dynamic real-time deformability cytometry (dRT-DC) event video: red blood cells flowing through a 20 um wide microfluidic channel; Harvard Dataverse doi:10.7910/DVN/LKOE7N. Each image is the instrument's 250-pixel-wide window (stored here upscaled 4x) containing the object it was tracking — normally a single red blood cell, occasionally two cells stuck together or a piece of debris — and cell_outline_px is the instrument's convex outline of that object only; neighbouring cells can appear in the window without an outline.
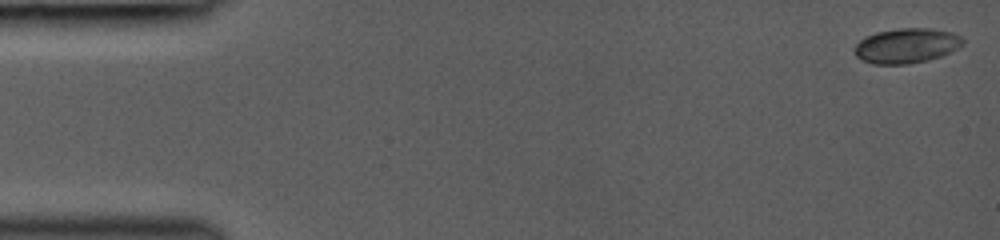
{"species": "common noctule bat (a hibernating species)", "species_latin": "Nyctalus noctula", "temperature_condition": "room temperature", "stored_images_in_passage": 33, "camera_frame_rate_fps": 3000, "um_per_image_px": 0.085, "animal": {"sex": "female", "body_mass_g": 19.0, "forearm_length_mm": 53.3}, "frame": {"image": 1, "passage_image": 1, "time_ms": 0.0, "image_size_px": [1000, 240], "cell_outline_px": [[964, 44], [940, 56], [928, 60], [908, 64], [872, 64], [860, 60], [856, 56], [856, 44], [864, 36], [876, 32], [900, 28], [932, 28], [952, 32], [960, 36], [964, 40]], "centroid_in_image_um": [77.04, 3.88], "position_along_channel_um": 8.0, "area_um2": 22.02}}
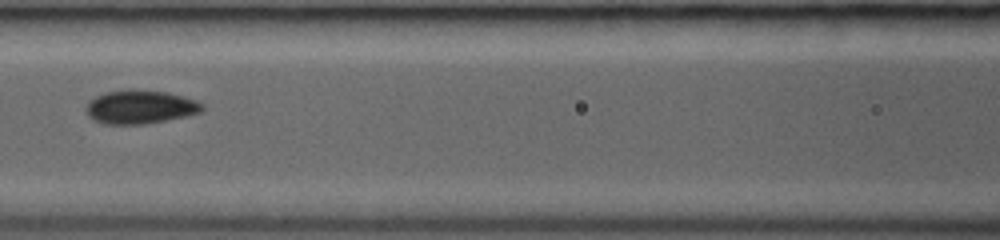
{"frame": {"image": 2, "passage_image": 14, "time_ms": 6.667, "image_size_px": [1000, 240], "cell_outline_px": [[204, 108], [200, 112], [184, 116], [144, 124], [104, 124], [92, 120], [88, 116], [84, 108], [96, 96], [104, 92], [168, 92], [196, 100], [204, 104]], "centroid_in_image_um": [11.91, 9.13], "position_along_channel_um": 154.7, "area_um2": 21.96}}
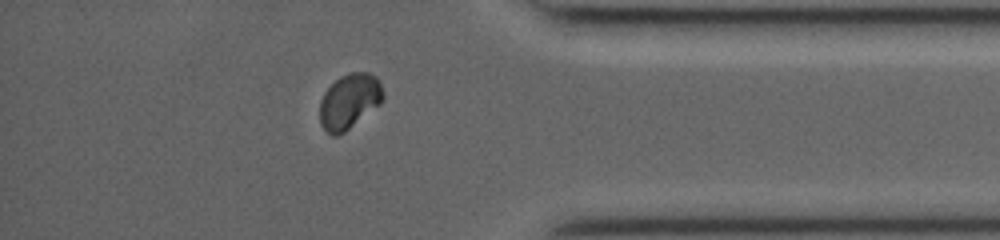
{"frame": {"image": 3, "passage_image": 29, "time_ms": 12.667, "image_size_px": [1000, 240], "cell_outline_px": [[384, 100], [380, 104], [344, 132], [336, 136], [332, 136], [320, 124], [320, 100], [324, 92], [340, 76], [348, 72], [368, 72], [376, 76], [380, 80], [384, 92]], "centroid_in_image_um": [29.71, 8.58], "position_along_channel_um": 405.5, "area_um2": 20.4}}